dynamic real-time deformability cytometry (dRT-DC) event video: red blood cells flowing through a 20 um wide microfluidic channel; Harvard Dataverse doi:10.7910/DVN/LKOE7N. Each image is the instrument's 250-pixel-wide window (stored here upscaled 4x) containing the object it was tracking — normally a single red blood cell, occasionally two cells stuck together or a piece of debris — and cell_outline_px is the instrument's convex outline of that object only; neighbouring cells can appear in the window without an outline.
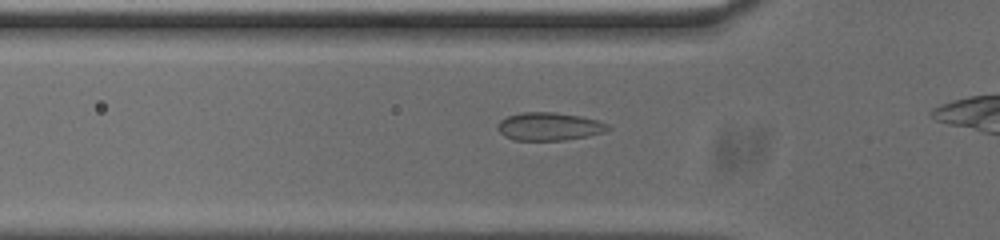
{"species": "common noctule bat (a hibernating species)", "species_latin": "Nyctalus noctula", "temperature_condition": "cold", "stored_images_in_passage": 17, "camera_frame_rate_fps": 3000, "um_per_image_px": 0.085, "animal": {"sex": "male", "body_mass_g": 20.0, "forearm_length_mm": 53.3}, "frame": {"image": 1, "passage_image": 8, "time_ms": 2.333, "image_size_px": [1000, 240], "cell_outline_px": [[612, 128], [604, 132], [588, 136], [564, 140], [512, 140], [504, 136], [496, 128], [496, 124], [500, 120], [508, 116], [524, 112], [556, 112], [580, 116], [596, 120], [608, 124]], "centroid_in_image_um": [46.66, 10.75], "position_along_channel_um": 79.1, "area_um2": 18.09}}
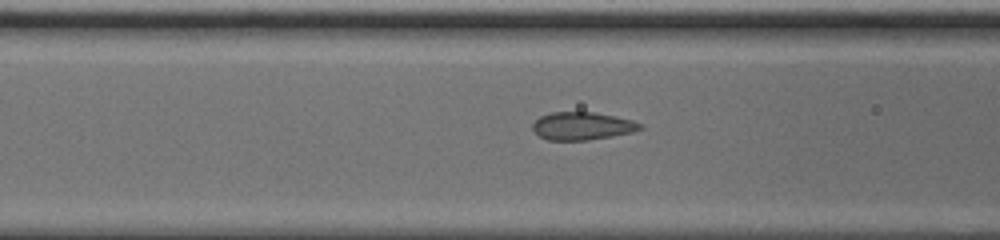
{"frame": {"image": 2, "passage_image": 11, "time_ms": 3.333, "image_size_px": [1000, 240], "cell_outline_px": [[644, 128], [632, 132], [588, 140], [548, 140], [540, 136], [532, 128], [532, 124], [540, 116], [552, 112], [596, 112], [616, 116], [632, 120], [644, 124]], "centroid_in_image_um": [49.52, 10.7], "position_along_channel_um": 117.1, "area_um2": 17.46}}
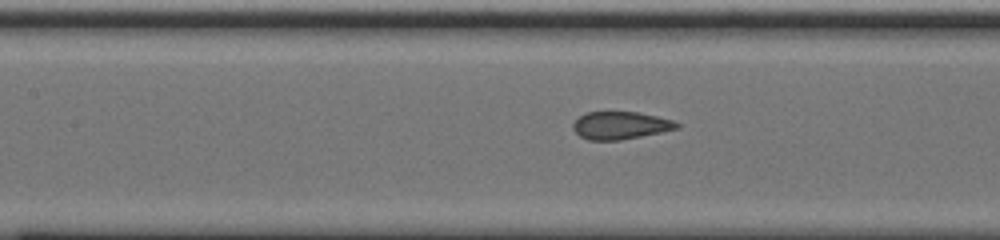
{"frame": {"image": 3, "passage_image": 14, "time_ms": 4.333, "image_size_px": [1000, 240], "cell_outline_px": [[680, 128], [620, 140], [588, 140], [580, 136], [572, 128], [572, 124], [584, 112], [636, 112], [656, 116], [672, 120], [680, 124]], "centroid_in_image_um": [52.71, 10.66], "position_along_channel_um": 154.7, "area_um2": 16.59}}